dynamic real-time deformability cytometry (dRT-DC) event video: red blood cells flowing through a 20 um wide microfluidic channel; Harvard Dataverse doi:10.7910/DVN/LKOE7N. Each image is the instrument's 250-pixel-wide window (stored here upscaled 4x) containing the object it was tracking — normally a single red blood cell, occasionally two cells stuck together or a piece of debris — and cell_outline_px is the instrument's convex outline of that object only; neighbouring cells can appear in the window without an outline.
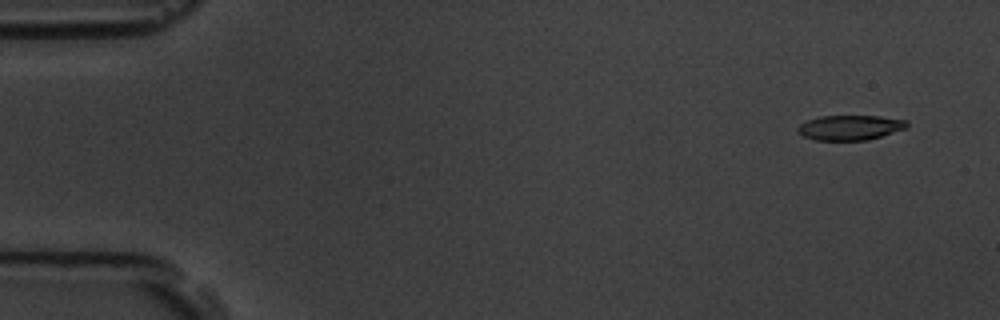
{"species": "common noctule bat (a hibernating species)", "species_latin": "Nyctalus noctula", "temperature_condition": "room temperature", "stored_images_in_passage": 52, "camera_frame_rate_fps": 3000, "um_per_image_px": 0.085, "animal": {"sex": "male", "body_mass_g": 19.5, "forearm_length_mm": 54.6}, "frame": {"image": 1, "passage_image": 1, "time_ms": 0.0, "image_size_px": [1000, 320], "cell_outline_px": [[908, 128], [868, 140], [816, 140], [804, 136], [796, 132], [796, 128], [800, 124], [808, 120], [820, 116], [880, 116], [908, 120]], "centroid_in_image_um": [72.27, 10.84], "position_along_channel_um": 12.7, "area_um2": 15.95}}
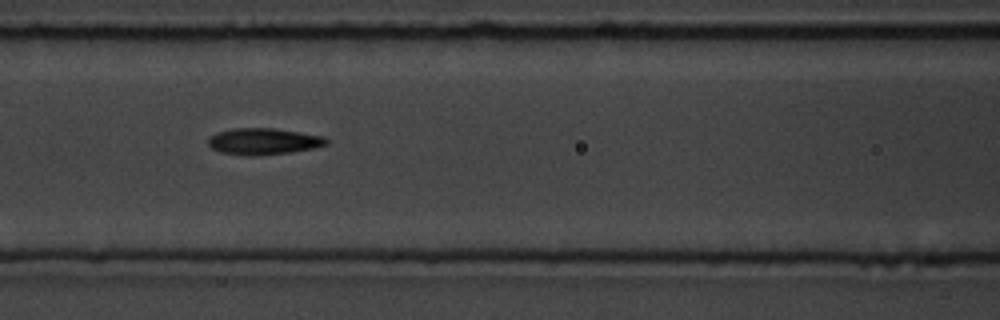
{"frame": {"image": 2, "passage_image": 21, "time_ms": 6.667, "image_size_px": [1000, 320], "cell_outline_px": [[328, 144], [316, 148], [292, 152], [256, 156], [248, 156], [220, 152], [212, 148], [208, 144], [208, 140], [216, 132], [236, 128], [272, 128], [324, 136], [328, 140]], "centroid_in_image_um": [22.42, 12.03], "position_along_channel_um": 144.2, "area_um2": 18.26}}
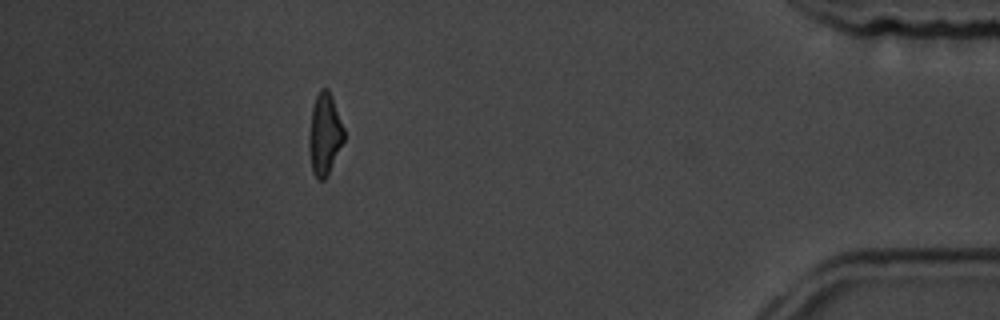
{"frame": {"image": 3, "passage_image": 46, "time_ms": 15.0, "image_size_px": [1000, 320], "cell_outline_px": [[344, 140], [324, 180], [316, 180], [312, 172], [308, 144], [308, 140], [312, 108], [316, 96], [320, 88], [328, 88], [332, 96], [344, 128]], "centroid_in_image_um": [27.58, 11.39], "position_along_channel_um": 407.6, "area_um2": 16.53}, "authors_computed_cell_mechanics": {"area_um2": 17.34, "velocity_mm_per_s": 3.7941, "shape_relaxation_time_tau1_ms": 3.0116, "shape_relaxation_time_tau2_ms": 3.0723, "deformation_change_tau1": 0.1686, "deformation_change_tau2": 0.1124}}